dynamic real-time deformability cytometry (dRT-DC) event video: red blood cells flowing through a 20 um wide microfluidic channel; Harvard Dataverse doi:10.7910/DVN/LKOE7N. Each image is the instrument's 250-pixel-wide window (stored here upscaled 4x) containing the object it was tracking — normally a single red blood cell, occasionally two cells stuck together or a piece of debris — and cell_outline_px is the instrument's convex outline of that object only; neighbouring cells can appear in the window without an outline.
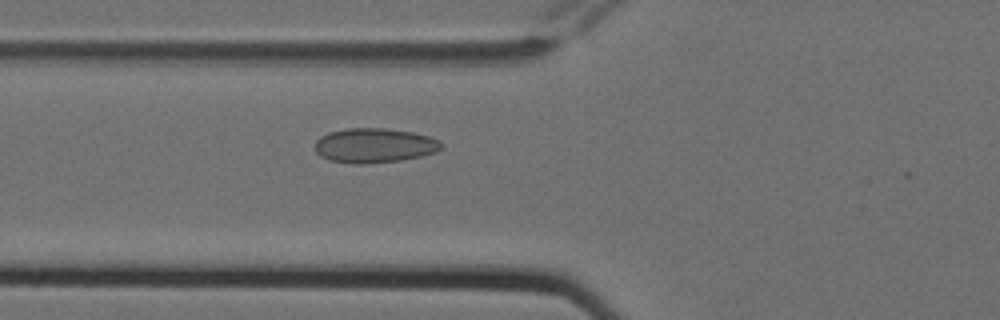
{"species": "Egyptian fruit bat (a non-hibernating species)", "species_latin": "Rousettus aegyptiacus", "temperature_condition": "cold", "stored_images_in_passage": 6, "camera_frame_rate_fps": 3000, "um_per_image_px": 0.085, "animal": {"sex": "female"}, "frame": {"image": 1, "passage_image": 6, "time_ms": 1.667, "image_size_px": [1000, 320], "cell_outline_px": [[444, 144], [436, 152], [420, 156], [400, 160], [364, 164], [352, 164], [328, 160], [320, 156], [316, 152], [316, 140], [320, 136], [328, 132], [348, 128], [384, 128], [412, 132], [428, 136], [440, 140]], "centroid_in_image_um": [31.8, 12.36], "position_along_channel_um": 94.0, "area_um2": 25.55}}